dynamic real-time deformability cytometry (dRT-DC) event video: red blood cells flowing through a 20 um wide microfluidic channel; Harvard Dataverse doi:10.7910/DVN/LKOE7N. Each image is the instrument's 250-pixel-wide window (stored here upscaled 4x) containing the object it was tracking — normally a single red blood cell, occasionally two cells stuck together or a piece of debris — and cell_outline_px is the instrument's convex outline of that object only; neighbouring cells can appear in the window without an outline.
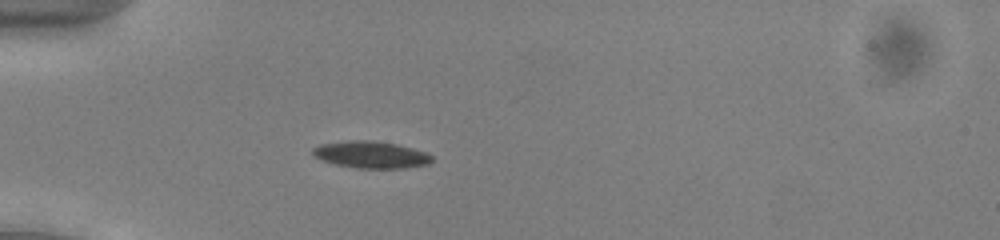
{"species": "common noctule bat (a hibernating species)", "species_latin": "Nyctalus noctula", "temperature_condition": "cold", "stored_images_in_passage": 53, "camera_frame_rate_fps": 3000, "um_per_image_px": 0.085, "animal": {"sex": "male", "body_mass_g": 13.0, "forearm_length_mm": 53.1}, "frame": {"image": 1, "passage_image": 16, "time_ms": 5.0, "image_size_px": [1000, 240], "cell_outline_px": [[432, 160], [428, 164], [404, 168], [360, 168], [332, 164], [320, 160], [312, 152], [312, 148], [320, 144], [348, 140], [372, 140], [396, 144], [412, 148], [424, 152], [432, 156]], "centroid_in_image_um": [31.49, 13.14], "position_along_channel_um": 53.5, "area_um2": 18.67}}
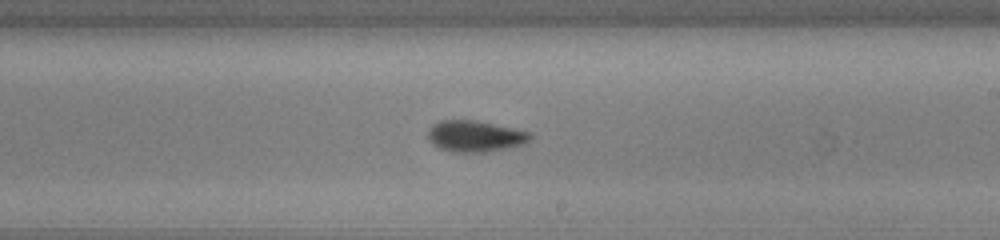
{"frame": {"image": 2, "passage_image": 32, "time_ms": 10.333, "image_size_px": [1000, 240], "cell_outline_px": [[532, 140], [524, 144], [488, 152], [452, 152], [440, 148], [432, 144], [428, 140], [428, 132], [432, 124], [440, 120], [476, 120], [532, 132]], "centroid_in_image_um": [40.4, 11.57], "position_along_channel_um": 248.6, "area_um2": 18.84}}
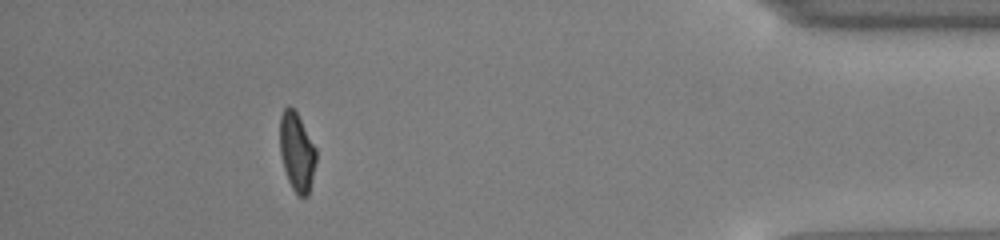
{"frame": {"image": 3, "passage_image": 48, "time_ms": 15.667, "image_size_px": [1000, 240], "cell_outline_px": [[316, 160], [308, 196], [300, 196], [292, 188], [288, 180], [284, 168], [280, 152], [280, 116], [284, 108], [288, 104], [296, 112], [316, 148]], "centroid_in_image_um": [25.22, 12.9], "position_along_channel_um": 410.0, "area_um2": 16.36}, "authors_computed_cell_mechanics": {"area_um2": 17.5712, "velocity_mm_per_s": 3.9377, "shape_relaxation_time_tau1_ms": 2.2329, "shape_relaxation_time_tau2_ms": 4.0687, "deformation_change_tau1": 0.1212, "deformation_change_tau2": 0.0856}}